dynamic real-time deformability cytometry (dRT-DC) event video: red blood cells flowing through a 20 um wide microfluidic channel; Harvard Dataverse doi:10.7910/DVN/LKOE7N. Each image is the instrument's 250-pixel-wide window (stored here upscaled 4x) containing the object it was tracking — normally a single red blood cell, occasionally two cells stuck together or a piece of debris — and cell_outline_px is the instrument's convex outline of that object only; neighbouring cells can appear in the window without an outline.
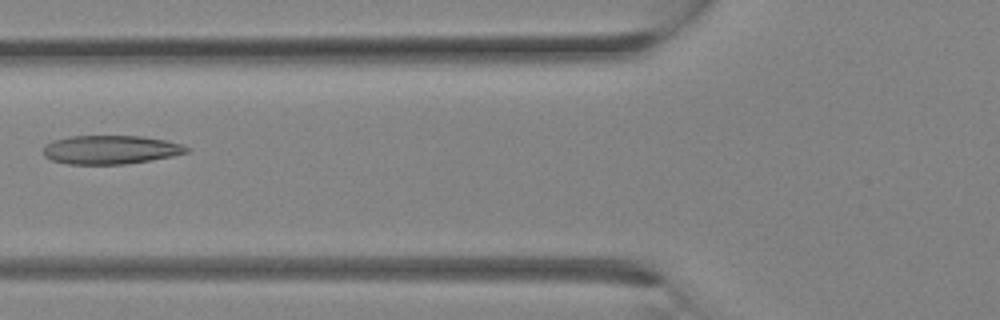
{"species": "Egyptian fruit bat (a non-hibernating species)", "species_latin": "Rousettus aegyptiacus", "temperature_condition": "room temperature", "stored_images_in_passage": 4, "camera_frame_rate_fps": 3000, "um_per_image_px": 0.085, "animal": {"sex": "female"}, "frame": {"image": 1, "passage_image": 3, "time_ms": 0.667, "image_size_px": [1000, 320], "cell_outline_px": [[192, 148], [188, 152], [172, 156], [124, 164], [68, 164], [52, 160], [44, 156], [44, 144], [52, 140], [72, 136], [140, 136], [164, 140], [180, 144]], "centroid_in_image_um": [9.37, 12.72], "position_along_channel_um": 116.4, "area_um2": 23.87}}